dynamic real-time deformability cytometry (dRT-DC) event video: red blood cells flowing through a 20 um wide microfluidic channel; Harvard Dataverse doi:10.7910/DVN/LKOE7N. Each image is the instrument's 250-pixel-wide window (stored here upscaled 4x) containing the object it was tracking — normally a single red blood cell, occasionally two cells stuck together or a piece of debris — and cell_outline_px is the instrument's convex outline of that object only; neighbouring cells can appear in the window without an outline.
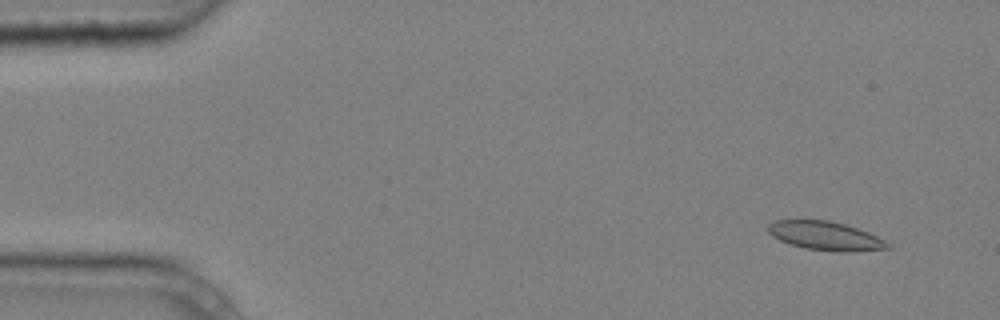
{"species": "common noctule bat (a hibernating species)", "species_latin": "Nyctalus noctula", "temperature_condition": "cold", "stored_images_in_passage": 5, "camera_frame_rate_fps": 3000, "um_per_image_px": 0.085, "animal": {"sex": "male", "body_mass_g": 20.4}, "frame": {"image": 1, "passage_image": 2, "time_ms": 0.333, "image_size_px": [1000, 320], "cell_outline_px": [[892, 248], [852, 252], [836, 252], [804, 248], [788, 244], [772, 236], [768, 232], [768, 224], [776, 220], [828, 220], [844, 224], [868, 232], [892, 244]], "centroid_in_image_um": [70.17, 20.06], "position_along_channel_um": 14.8, "area_um2": 20.17}}